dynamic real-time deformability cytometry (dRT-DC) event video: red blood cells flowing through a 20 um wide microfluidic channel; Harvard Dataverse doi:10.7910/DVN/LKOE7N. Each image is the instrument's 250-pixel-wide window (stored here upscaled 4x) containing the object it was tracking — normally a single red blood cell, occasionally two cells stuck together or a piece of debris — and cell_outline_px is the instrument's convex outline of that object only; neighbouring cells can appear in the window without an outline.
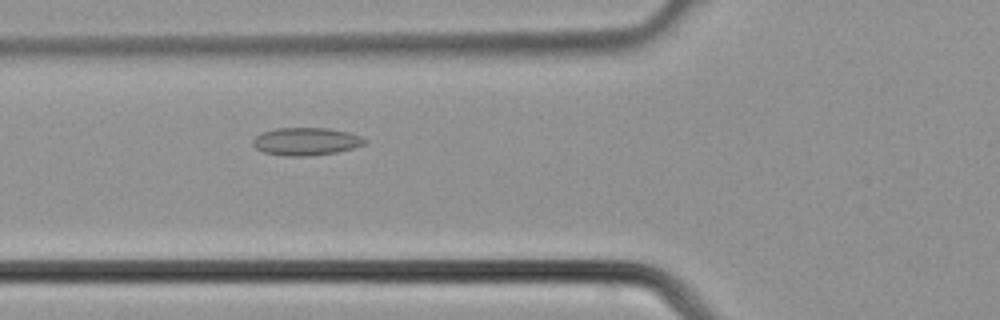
{"species": "common noctule bat (a hibernating species)", "species_latin": "Nyctalus noctula", "temperature_condition": "cold", "stored_images_in_passage": 27, "camera_frame_rate_fps": 3000, "um_per_image_px": 0.085, "animal": {"sex": "male", "body_mass_g": 21.5, "forearm_length_mm": 52.0}, "frame": {"image": 1, "passage_image": 3, "time_ms": 0.667, "image_size_px": [1000, 320], "cell_outline_px": [[368, 140], [364, 144], [352, 148], [336, 152], [308, 156], [284, 156], [264, 152], [256, 148], [252, 144], [252, 140], [256, 136], [264, 132], [276, 128], [328, 128], [348, 132], [360, 136]], "centroid_in_image_um": [26.0, 12.02], "position_along_channel_um": 99.8, "area_um2": 17.98}}
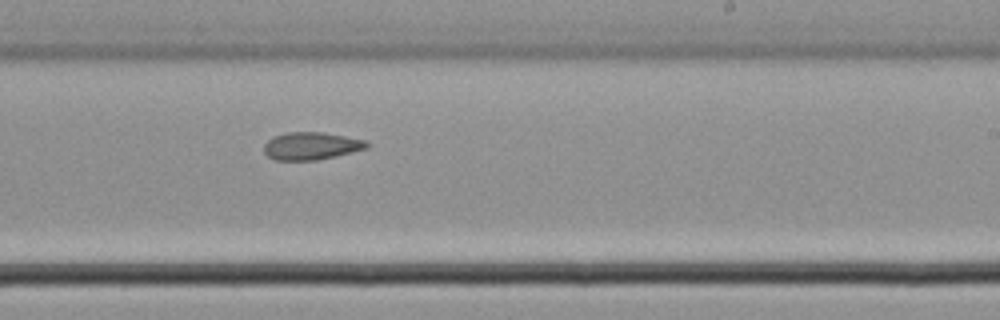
{"frame": {"image": 2, "passage_image": 12, "time_ms": 3.667, "image_size_px": [1000, 320], "cell_outline_px": [[372, 144], [368, 148], [336, 156], [316, 160], [276, 160], [268, 156], [264, 152], [264, 144], [268, 140], [276, 136], [288, 132], [320, 132], [344, 136], [364, 140]], "centroid_in_image_um": [26.47, 12.41], "position_along_channel_um": 262.5, "area_um2": 16.42}}
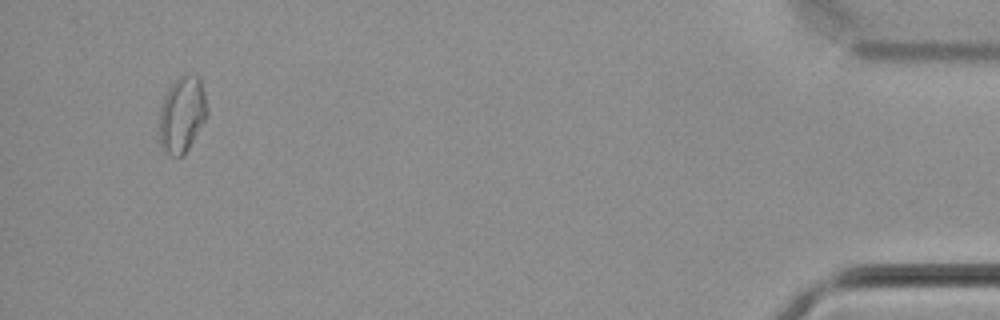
{"frame": {"image": 3, "passage_image": 25, "time_ms": 8.0, "image_size_px": [1000, 320], "cell_outline_px": [[208, 112], [204, 120], [184, 156], [172, 156], [164, 152], [160, 144], [160, 108], [164, 96], [168, 88], [180, 76], [200, 76], [208, 108]], "centroid_in_image_um": [15.47, 9.75], "position_along_channel_um": 419.7, "area_um2": 20.98}}